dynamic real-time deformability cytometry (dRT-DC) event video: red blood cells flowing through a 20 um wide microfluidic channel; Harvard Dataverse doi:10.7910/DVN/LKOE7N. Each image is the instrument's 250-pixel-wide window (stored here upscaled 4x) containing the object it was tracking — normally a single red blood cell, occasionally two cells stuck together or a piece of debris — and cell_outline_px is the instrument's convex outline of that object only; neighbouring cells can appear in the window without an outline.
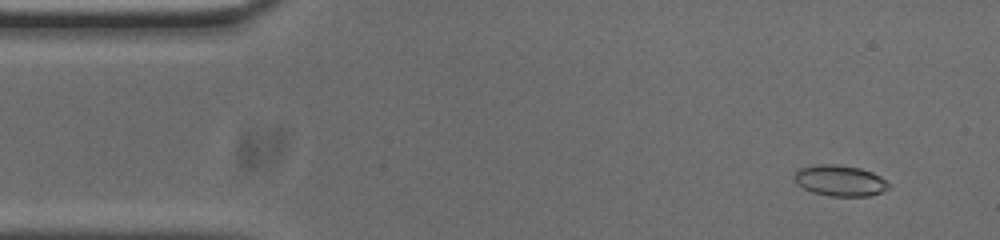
{"species": "common noctule bat (a hibernating species)", "species_latin": "Nyctalus noctula", "temperature_condition": "cold", "stored_images_in_passage": 15, "camera_frame_rate_fps": 3000, "um_per_image_px": 0.085, "animal": {"sex": "male", "body_mass_g": 20.0, "forearm_length_mm": 53.3}, "frame": {"image": 1, "passage_image": 4, "time_ms": 1.0, "image_size_px": [1000, 240], "cell_outline_px": [[892, 184], [888, 188], [880, 192], [868, 196], [828, 196], [812, 192], [796, 184], [796, 172], [800, 168], [816, 164], [836, 164], [860, 168], [872, 172], [880, 176]], "centroid_in_image_um": [71.42, 15.35], "position_along_channel_um": 13.6, "area_um2": 16.99}}
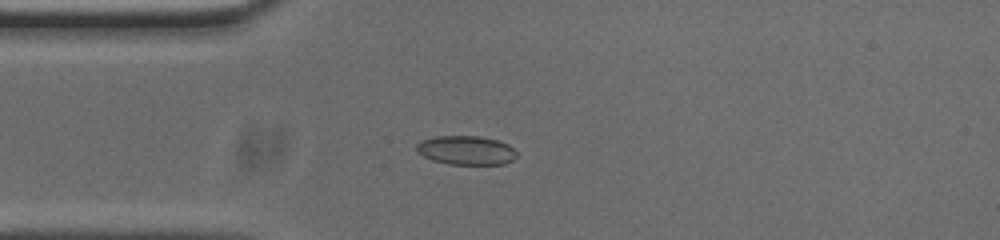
{"frame": {"image": 2, "passage_image": 13, "time_ms": 4.0, "image_size_px": [1000, 240], "cell_outline_px": [[516, 156], [512, 160], [504, 164], [448, 164], [432, 160], [416, 152], [416, 144], [420, 140], [436, 136], [480, 136], [500, 140], [508, 144], [516, 152]], "centroid_in_image_um": [39.6, 12.76], "position_along_channel_um": 45.4, "area_um2": 17.05}}